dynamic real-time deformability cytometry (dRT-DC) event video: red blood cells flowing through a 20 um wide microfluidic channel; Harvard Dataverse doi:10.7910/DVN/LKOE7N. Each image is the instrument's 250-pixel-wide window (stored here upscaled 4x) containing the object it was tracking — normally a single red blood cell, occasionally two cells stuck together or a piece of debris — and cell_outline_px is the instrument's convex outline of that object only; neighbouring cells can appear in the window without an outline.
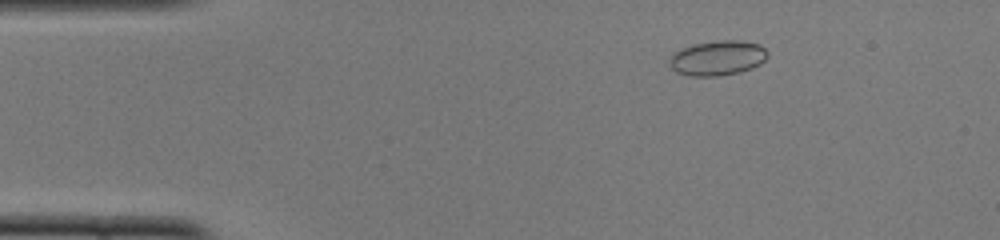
{"species": "common noctule bat (a hibernating species)", "species_latin": "Nyctalus noctula", "temperature_condition": "cold", "stored_images_in_passage": 44, "camera_frame_rate_fps": 3000, "um_per_image_px": 0.085, "animal": {"sex": "female", "body_mass_g": 22.0, "forearm_length_mm": 56.7}, "frame": {"image": 1, "passage_image": 1, "time_ms": 0.0, "image_size_px": [1000, 240], "cell_outline_px": [[768, 56], [760, 64], [752, 68], [740, 72], [716, 76], [688, 76], [676, 72], [672, 68], [668, 60], [676, 52], [684, 48], [696, 44], [720, 40], [736, 40], [760, 44], [768, 52]], "centroid_in_image_um": [61.02, 4.94], "position_along_channel_um": 24.0, "area_um2": 19.77}}
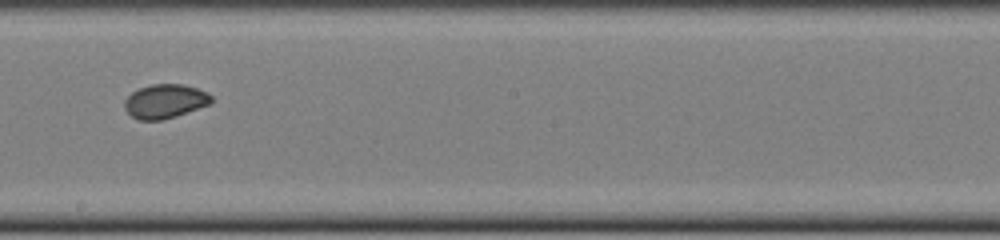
{"frame": {"image": 2, "passage_image": 22, "time_ms": 7.0, "image_size_px": [1000, 240], "cell_outline_px": [[212, 104], [164, 120], [140, 120], [132, 116], [124, 108], [124, 100], [132, 92], [140, 88], [152, 84], [184, 84], [208, 92], [212, 96]], "centroid_in_image_um": [14.05, 8.61], "position_along_channel_um": 234.1, "area_um2": 17.34}}
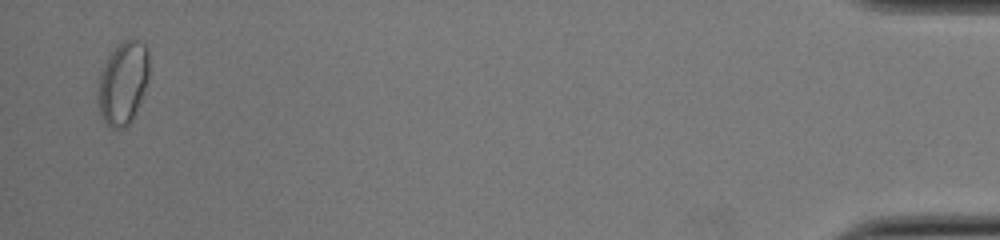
{"frame": {"image": 3, "passage_image": 43, "time_ms": 14.0, "image_size_px": [1000, 240], "cell_outline_px": [[148, 80], [136, 112], [128, 124], [124, 128], [108, 128], [96, 104], [96, 96], [100, 72], [104, 60], [120, 40], [132, 36], [140, 40], [148, 48]], "centroid_in_image_um": [10.42, 6.99], "position_along_channel_um": 424.8, "area_um2": 25.49}, "authors_computed_cell_mechanics": {"area_um2": 18.0047, "velocity_mm_per_s": 3.9337, "shape_relaxation_time_tau1_ms": null, "shape_relaxation_time_tau2_ms": 1.0062, "deformation_change_tau1": null, "deformation_change_tau2": 0.0291}}